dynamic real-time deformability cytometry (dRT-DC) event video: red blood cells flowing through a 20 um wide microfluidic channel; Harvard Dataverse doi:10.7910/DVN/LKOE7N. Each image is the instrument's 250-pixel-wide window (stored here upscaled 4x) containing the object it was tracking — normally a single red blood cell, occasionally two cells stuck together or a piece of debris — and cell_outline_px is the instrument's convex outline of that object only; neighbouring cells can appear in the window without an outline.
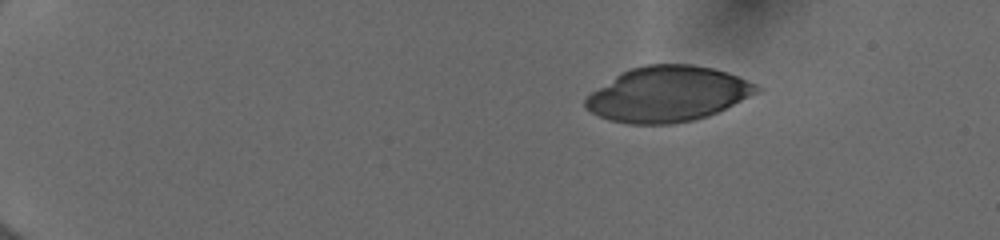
{"species": "human", "species_latin": "Homo sapiens", "temperature_condition": "cold", "stored_images_in_passage": 44, "camera_frame_rate_fps": 3000, "um_per_image_px": 0.085, "donor": {"sex": "female"}, "frame": {"image": 1, "passage_image": 1, "time_ms": 0.0, "image_size_px": [1000, 240], "cell_outline_px": [[764, 88], [708, 116], [692, 120], [672, 124], [628, 124], [608, 120], [592, 112], [584, 104], [584, 100], [592, 92], [620, 72], [644, 64], [692, 64], [712, 68], [728, 72], [756, 84]], "centroid_in_image_um": [56.73, 7.99], "position_along_channel_um": 28.3, "area_um2": 54.74}}
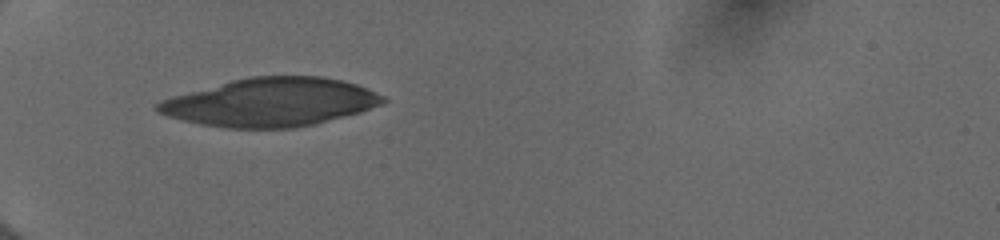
{"frame": {"image": 2, "passage_image": 11, "time_ms": 3.333, "image_size_px": [1000, 240], "cell_outline_px": [[388, 100], [384, 104], [360, 112], [312, 124], [292, 128], [228, 128], [200, 124], [168, 116], [156, 112], [156, 104], [160, 100], [172, 96], [232, 80], [252, 76], [320, 76], [340, 80], [356, 84], [368, 88], [384, 96]], "centroid_in_image_um": [23.02, 8.69], "position_along_channel_um": 62.0, "area_um2": 63.23}}